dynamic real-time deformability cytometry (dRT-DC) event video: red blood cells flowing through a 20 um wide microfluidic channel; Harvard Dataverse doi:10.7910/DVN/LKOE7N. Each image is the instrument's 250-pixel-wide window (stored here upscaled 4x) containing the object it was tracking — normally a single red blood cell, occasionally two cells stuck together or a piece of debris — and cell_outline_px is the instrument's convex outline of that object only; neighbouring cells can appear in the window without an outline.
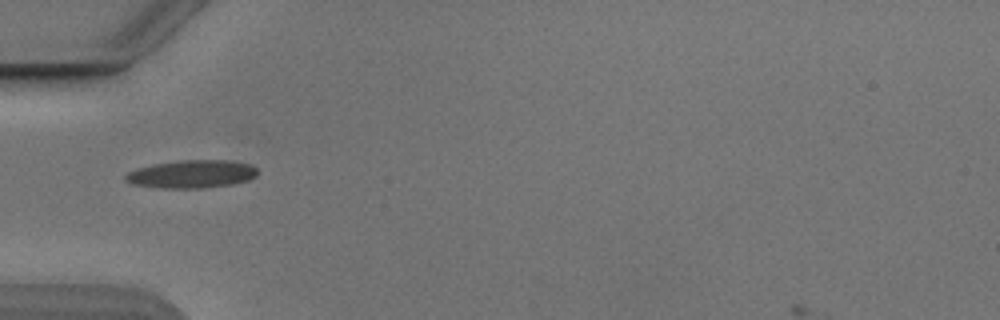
{"species": "Egyptian fruit bat (a non-hibernating species)", "species_latin": "Rousettus aegyptiacus", "temperature_condition": "cold", "stored_images_in_passage": 36, "camera_frame_rate_fps": 3000, "um_per_image_px": 0.085, "animal": {"sex": "male"}, "frame": {"image": 1, "passage_image": 1, "time_ms": 0.0, "image_size_px": [1000, 320], "cell_outline_px": [[256, 176], [248, 180], [232, 184], [204, 188], [160, 188], [132, 184], [124, 180], [124, 176], [128, 172], [136, 168], [152, 164], [180, 160], [228, 160], [252, 164], [256, 168]], "centroid_in_image_um": [16.27, 14.79], "position_along_channel_um": 68.7, "area_um2": 21.68}}
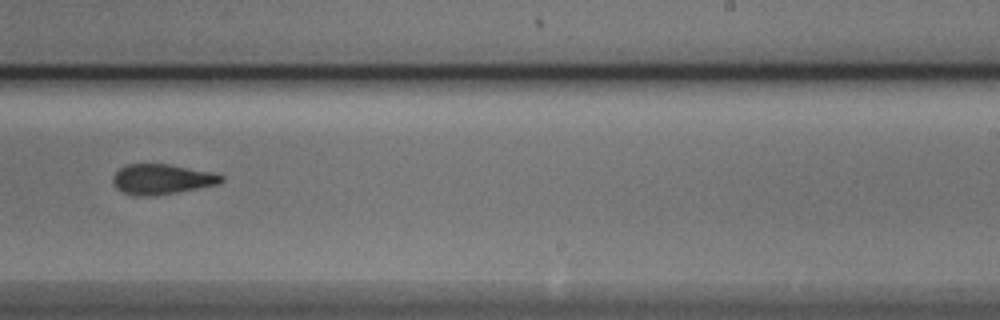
{"frame": {"image": 2, "passage_image": 17, "time_ms": 5.333, "image_size_px": [1000, 320], "cell_outline_px": [[224, 180], [220, 184], [156, 196], [136, 196], [124, 192], [116, 188], [112, 184], [112, 176], [120, 168], [128, 164], [168, 164], [212, 172], [224, 176]], "centroid_in_image_um": [13.75, 15.24], "position_along_channel_um": 275.2, "area_um2": 19.19}}
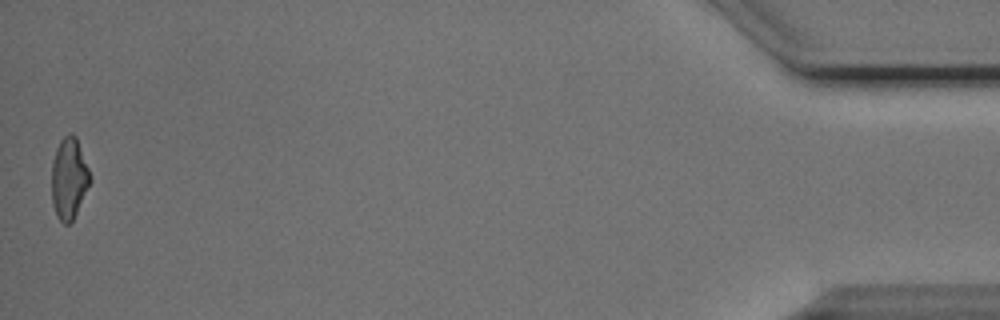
{"frame": {"image": 3, "passage_image": 36, "time_ms": 11.667, "image_size_px": [1000, 320], "cell_outline_px": [[92, 180], [72, 220], [68, 224], [64, 224], [56, 216], [52, 204], [52, 164], [56, 148], [60, 140], [68, 132], [72, 132], [76, 136], [88, 168]], "centroid_in_image_um": [5.86, 15.14], "position_along_channel_um": 429.3, "area_um2": 18.15}, "authors_computed_cell_mechanics": {"area_um2": 19.4497, "velocity_mm_per_s": 3.8796, "shape_relaxation_time_tau1_ms": 8.2445, "shape_relaxation_time_tau2_ms": 3.2771, "deformation_change_tau1": 0.2097, "deformation_change_tau2": 0.1263}}